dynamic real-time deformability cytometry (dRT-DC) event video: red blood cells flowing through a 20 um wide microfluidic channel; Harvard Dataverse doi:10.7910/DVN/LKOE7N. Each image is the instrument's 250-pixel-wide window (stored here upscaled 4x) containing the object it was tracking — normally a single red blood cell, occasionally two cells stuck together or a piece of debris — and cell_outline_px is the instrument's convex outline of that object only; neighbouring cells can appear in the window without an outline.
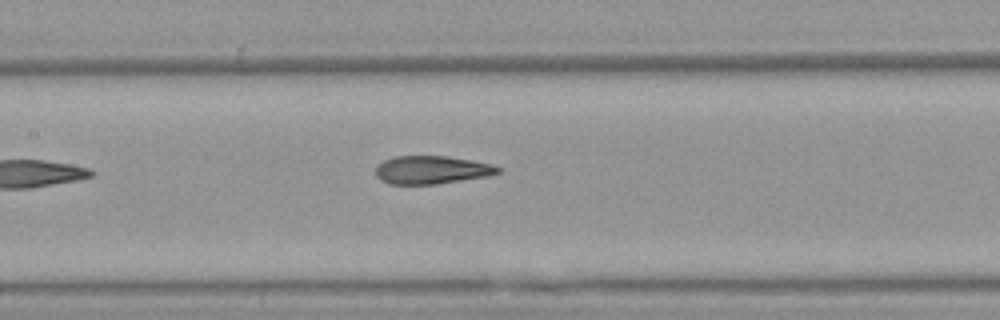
{"species": "Egyptian fruit bat (a non-hibernating species)", "species_latin": "Rousettus aegyptiacus", "temperature_condition": "warm", "stored_images_in_passage": 4, "camera_frame_rate_fps": 3000, "um_per_image_px": 0.085, "animal": {"sex": "female"}, "frame": {"image": 1, "passage_image": 4, "time_ms": 1.0, "image_size_px": [1000, 320], "cell_outline_px": [[500, 172], [488, 176], [436, 184], [388, 184], [380, 180], [376, 176], [376, 164], [384, 160], [396, 156], [448, 156], [472, 160], [492, 164], [500, 168]], "centroid_in_image_um": [36.66, 14.44], "position_along_channel_um": 170.7, "area_um2": 20.11}}